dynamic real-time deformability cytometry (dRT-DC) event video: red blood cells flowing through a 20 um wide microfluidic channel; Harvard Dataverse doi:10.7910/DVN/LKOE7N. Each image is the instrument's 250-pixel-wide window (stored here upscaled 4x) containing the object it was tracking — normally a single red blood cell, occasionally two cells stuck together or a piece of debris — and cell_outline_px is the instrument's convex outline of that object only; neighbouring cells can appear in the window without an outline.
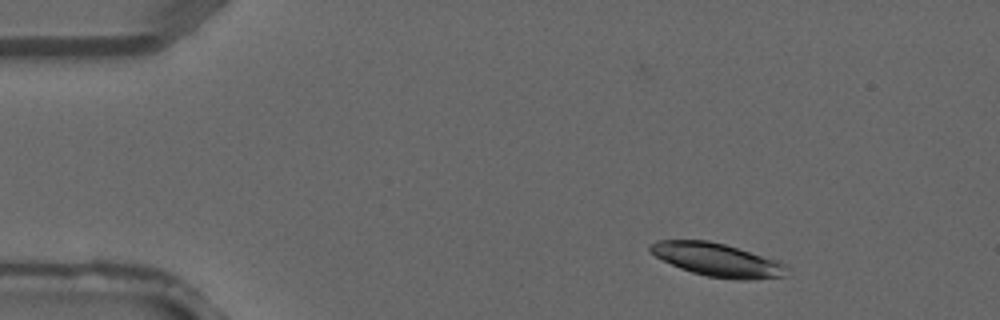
{"species": "common noctule bat (a hibernating species)", "species_latin": "Nyctalus noctula", "temperature_condition": "warm", "stored_images_in_passage": 4, "camera_frame_rate_fps": 3000, "um_per_image_px": 0.085, "animal": {"sex": "male", "forearm_length_mm": 52.5}, "frame": {"image": 1, "passage_image": 2, "time_ms": 0.333, "image_size_px": [1000, 320], "cell_outline_px": [[788, 268], [784, 276], [748, 280], [736, 280], [708, 276], [692, 272], [680, 268], [656, 256], [648, 248], [648, 244], [660, 240], [708, 240], [724, 244], [776, 260], [788, 264]], "centroid_in_image_um": [60.98, 22.08], "position_along_channel_um": 24.0, "area_um2": 26.18}}